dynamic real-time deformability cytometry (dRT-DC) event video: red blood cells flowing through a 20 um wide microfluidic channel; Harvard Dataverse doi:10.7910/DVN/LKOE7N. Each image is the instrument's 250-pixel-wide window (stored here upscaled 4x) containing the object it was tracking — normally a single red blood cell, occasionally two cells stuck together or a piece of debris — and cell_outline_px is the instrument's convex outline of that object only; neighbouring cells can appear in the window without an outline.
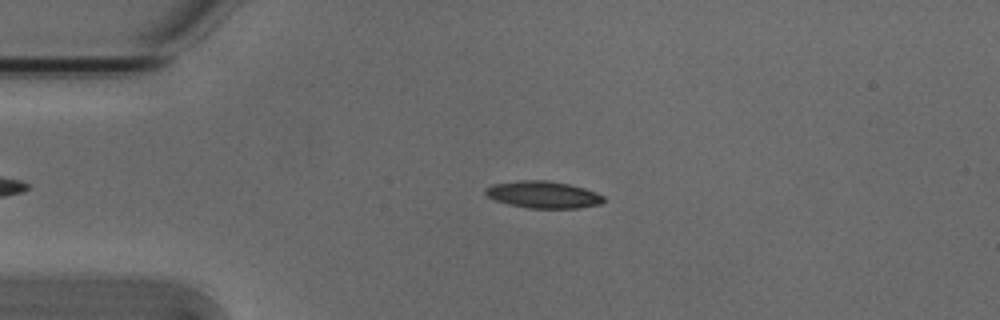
{"species": "Egyptian fruit bat (a non-hibernating species)", "species_latin": "Rousettus aegyptiacus", "temperature_condition": "cold", "stored_images_in_passage": 40, "camera_frame_rate_fps": 3000, "um_per_image_px": 0.085, "animal": {"sex": "male"}, "frame": {"image": 1, "passage_image": 4, "time_ms": 1.0, "image_size_px": [1000, 320], "cell_outline_px": [[604, 200], [600, 204], [580, 208], [528, 208], [508, 204], [496, 200], [488, 196], [484, 192], [484, 188], [492, 184], [520, 180], [544, 180], [568, 184], [584, 188], [596, 192], [604, 196]], "centroid_in_image_um": [46.16, 16.54], "position_along_channel_um": 38.8, "area_um2": 18.55}}
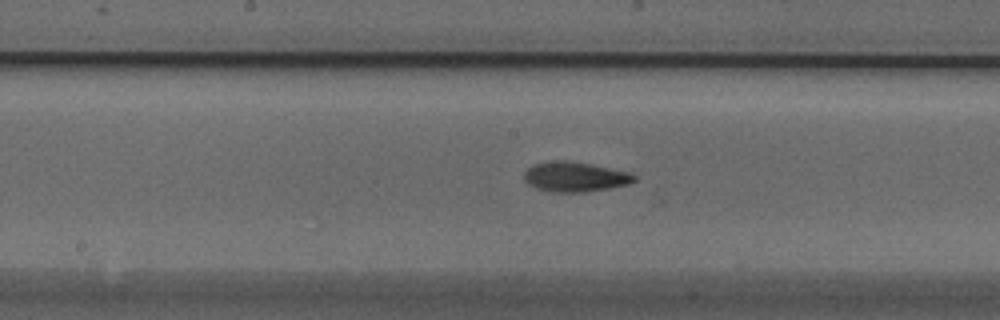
{"frame": {"image": 2, "passage_image": 19, "time_ms": 6.0, "image_size_px": [1000, 320], "cell_outline_px": [[636, 180], [628, 184], [608, 188], [584, 192], [552, 192], [536, 188], [528, 184], [524, 180], [524, 172], [532, 164], [560, 160], [568, 160], [592, 164], [632, 172], [636, 176]], "centroid_in_image_um": [48.88, 15.02], "position_along_channel_um": 199.3, "area_um2": 19.31}}
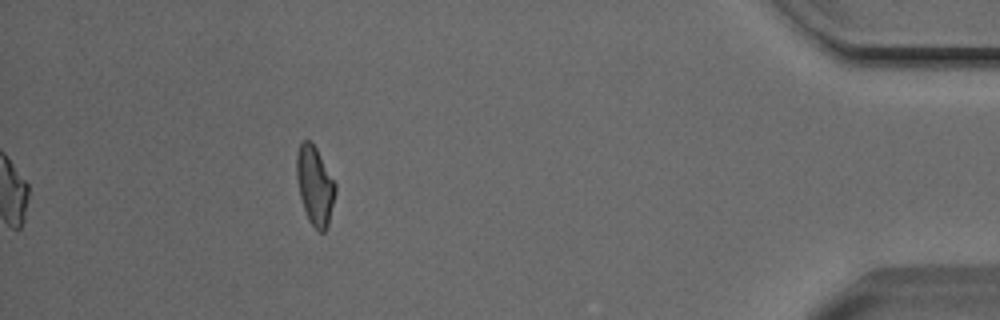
{"frame": {"image": 3, "passage_image": 40, "time_ms": 13.0, "image_size_px": [1000, 320], "cell_outline_px": [[336, 192], [328, 228], [324, 232], [320, 232], [308, 220], [300, 196], [296, 180], [296, 156], [300, 144], [304, 140], [308, 140], [316, 148], [336, 184]], "centroid_in_image_um": [26.77, 15.8], "position_along_channel_um": 408.4, "area_um2": 17.74}, "authors_computed_cell_mechanics": {"area_um2": 18.1492, "velocity_mm_per_s": 3.8167, "shape_relaxation_time_tau1_ms": 4.2746, "shape_relaxation_time_tau2_ms": 3.1609, "deformation_change_tau1": 0.152, "deformation_change_tau2": 0.1034}}